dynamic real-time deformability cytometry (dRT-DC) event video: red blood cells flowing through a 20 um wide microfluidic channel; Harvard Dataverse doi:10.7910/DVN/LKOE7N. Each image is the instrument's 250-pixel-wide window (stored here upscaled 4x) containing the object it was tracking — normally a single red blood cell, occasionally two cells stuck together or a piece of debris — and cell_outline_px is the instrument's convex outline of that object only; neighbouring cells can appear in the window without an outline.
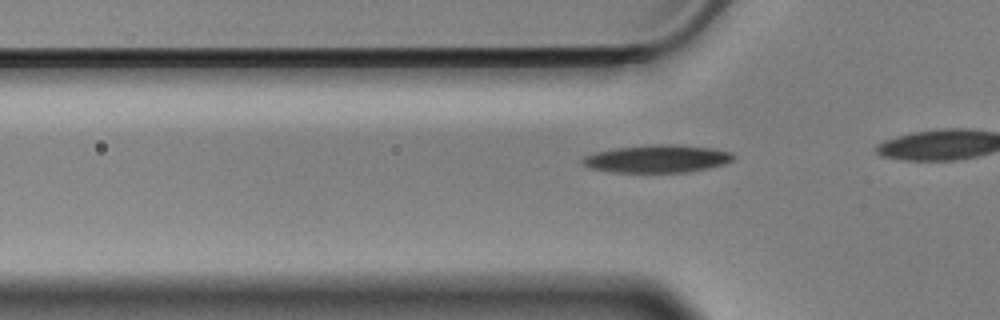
{"species": "Egyptian fruit bat (a non-hibernating species)", "species_latin": "Rousettus aegyptiacus", "temperature_condition": "cold", "stored_images_in_passage": 20, "camera_frame_rate_fps": 3000, "um_per_image_px": 0.085, "animal": {"sex": "male"}, "frame": {"image": 1, "passage_image": 14, "time_ms": 4.333, "image_size_px": [1000, 320], "cell_outline_px": [[736, 156], [732, 160], [724, 164], [708, 168], [688, 172], [612, 172], [588, 168], [580, 164], [580, 160], [584, 156], [596, 152], [616, 148], [652, 144], [676, 144], [712, 148], [732, 152]], "centroid_in_image_um": [55.84, 13.49], "position_along_channel_um": 70.0, "area_um2": 24.57}}
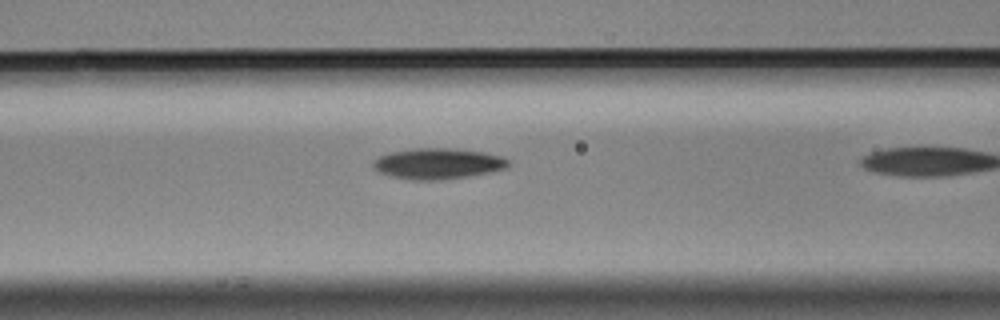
{"frame": {"image": 2, "passage_image": 19, "time_ms": 6.0, "image_size_px": [1000, 320], "cell_outline_px": [[508, 168], [472, 176], [440, 180], [412, 180], [392, 176], [380, 172], [372, 168], [372, 160], [388, 152], [416, 148], [448, 148], [484, 152], [500, 156], [508, 160]], "centroid_in_image_um": [37.19, 13.91], "position_along_channel_um": 129.4, "area_um2": 24.39}}